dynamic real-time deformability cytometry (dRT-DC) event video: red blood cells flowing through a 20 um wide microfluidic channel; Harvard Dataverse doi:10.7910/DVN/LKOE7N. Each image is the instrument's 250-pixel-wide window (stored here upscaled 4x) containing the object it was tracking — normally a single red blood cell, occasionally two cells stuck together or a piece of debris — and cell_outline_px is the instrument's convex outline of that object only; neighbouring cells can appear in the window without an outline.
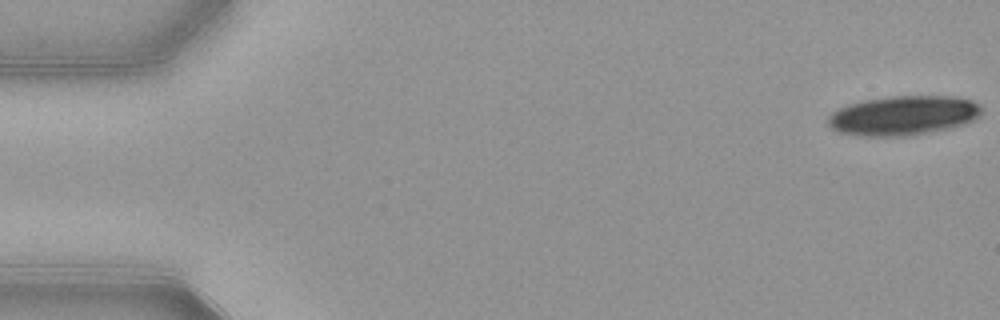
{"species": "common noctule bat (a hibernating species)", "species_latin": "Nyctalus noctula", "temperature_condition": "warm", "stored_images_in_passage": 18, "camera_frame_rate_fps": 3000, "um_per_image_px": 0.085, "animal": {"sex": "female", "body_mass_g": 21.9}, "frame": {"image": 1, "passage_image": 1, "time_ms": 0.0, "image_size_px": [1000, 320], "cell_outline_px": [[980, 116], [964, 124], [948, 128], [912, 136], [860, 136], [840, 132], [832, 128], [828, 124], [828, 116], [832, 112], [848, 104], [864, 100], [892, 96], [952, 96], [972, 100], [980, 104]], "centroid_in_image_um": [76.77, 9.82], "position_along_channel_um": 8.2, "area_um2": 35.32}}